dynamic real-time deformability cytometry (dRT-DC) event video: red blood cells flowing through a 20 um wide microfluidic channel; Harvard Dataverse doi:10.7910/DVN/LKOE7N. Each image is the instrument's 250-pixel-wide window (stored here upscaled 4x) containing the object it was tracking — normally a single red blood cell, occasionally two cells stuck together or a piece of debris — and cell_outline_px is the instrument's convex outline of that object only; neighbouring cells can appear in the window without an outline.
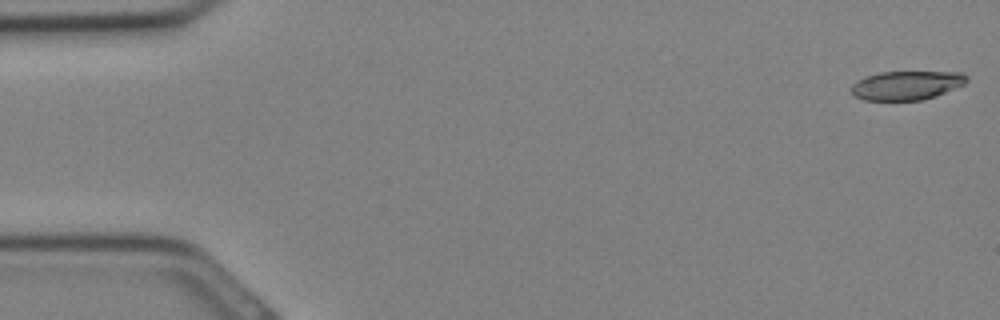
{"species": "Egyptian fruit bat (a non-hibernating species)", "species_latin": "Rousettus aegyptiacus", "temperature_condition": "cold", "stored_images_in_passage": 32, "camera_frame_rate_fps": 3000, "um_per_image_px": 0.085, "animal": {"sex": "female"}, "frame": {"image": 1, "passage_image": 1, "time_ms": 0.0, "image_size_px": [1000, 320], "cell_outline_px": [[968, 80], [964, 84], [936, 96], [924, 100], [864, 100], [856, 96], [852, 92], [852, 84], [856, 80], [864, 76], [880, 72], [960, 72], [968, 76]], "centroid_in_image_um": [77.06, 7.25], "position_along_channel_um": 7.9, "area_um2": 19.48}}
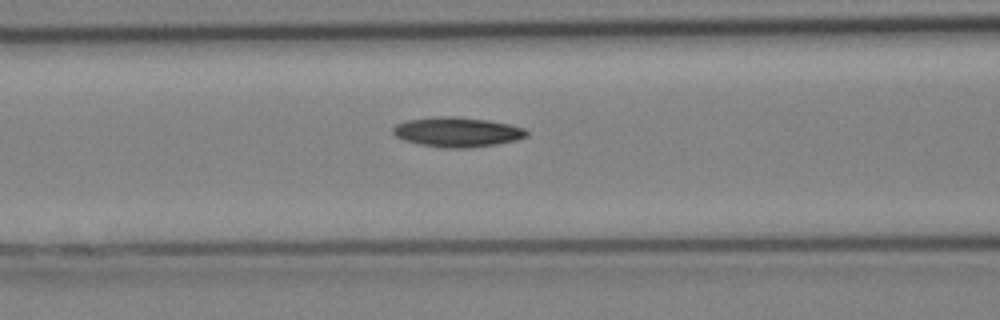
{"frame": {"image": 2, "passage_image": 13, "time_ms": 4.0, "image_size_px": [1000, 320], "cell_outline_px": [[528, 136], [516, 140], [496, 144], [468, 148], [444, 148], [420, 144], [404, 140], [396, 136], [392, 132], [392, 128], [396, 124], [408, 120], [440, 116], [452, 116], [488, 120], [508, 124], [524, 128], [528, 132]], "centroid_in_image_um": [38.86, 11.22], "position_along_channel_um": 127.7, "area_um2": 23.06}}
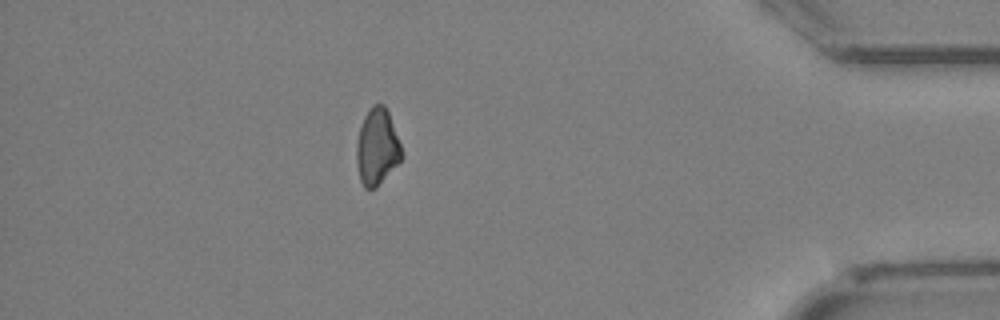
{"frame": {"image": 3, "passage_image": 28, "time_ms": 9.0, "image_size_px": [1000, 320], "cell_outline_px": [[404, 156], [376, 188], [364, 188], [360, 180], [356, 164], [356, 144], [360, 124], [364, 116], [372, 104], [384, 104], [388, 112], [400, 144]], "centroid_in_image_um": [32.03, 12.49], "position_along_channel_um": 403.2, "area_um2": 20.11}}